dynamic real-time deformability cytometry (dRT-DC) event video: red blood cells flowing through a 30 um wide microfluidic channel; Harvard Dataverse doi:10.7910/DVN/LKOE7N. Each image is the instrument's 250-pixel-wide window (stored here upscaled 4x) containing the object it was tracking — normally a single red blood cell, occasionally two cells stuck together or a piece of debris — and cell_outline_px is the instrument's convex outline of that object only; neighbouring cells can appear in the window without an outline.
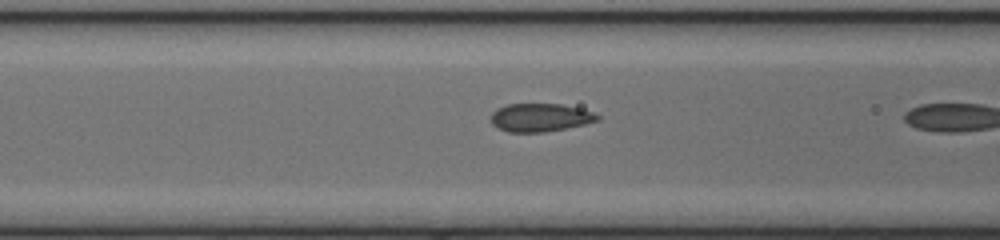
{"species": "common noctule bat (a hibernating species)", "species_latin": "Nyctalus noctula", "temperature_condition": "cold", "stored_images_in_passage": 20, "camera_frame_rate_fps": 3000, "um_per_image_px": 0.085, "animal": {"sex": "female", "body_mass_g": 17.0, "forearm_length_mm": 48.0}, "frame": {"image": 1, "passage_image": 19, "time_ms": 6.0, "image_size_px": [1000, 240], "cell_outline_px": [[600, 120], [584, 124], [544, 132], [508, 132], [492, 124], [492, 112], [496, 108], [508, 104], [560, 104], [580, 108], [592, 112], [600, 116]], "centroid_in_image_um": [45.92, 9.98], "position_along_channel_um": 120.7, "area_um2": 17.34}}